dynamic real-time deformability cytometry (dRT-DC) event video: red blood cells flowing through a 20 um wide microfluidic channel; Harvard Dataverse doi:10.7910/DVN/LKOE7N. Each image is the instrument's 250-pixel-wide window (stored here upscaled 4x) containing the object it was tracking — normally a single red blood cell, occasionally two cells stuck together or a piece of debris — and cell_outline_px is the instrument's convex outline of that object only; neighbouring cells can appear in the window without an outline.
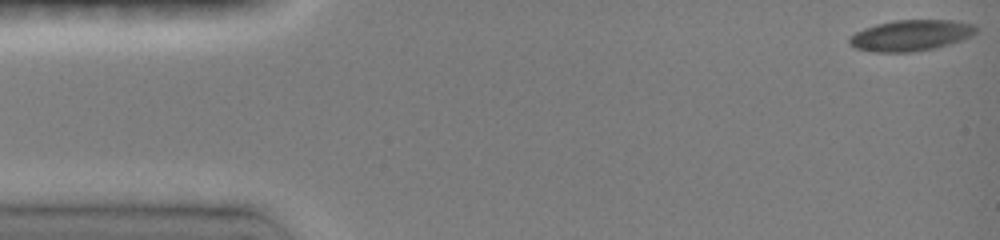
{"species": "common noctule bat (a hibernating species)", "species_latin": "Nyctalus noctula", "temperature_condition": "room temperature", "stored_images_in_passage": 16, "camera_frame_rate_fps": 3000, "um_per_image_px": 0.085, "animal": {"sex": "female", "body_mass_g": 19.0, "forearm_length_mm": 51.5}, "frame": {"image": 1, "passage_image": 1, "time_ms": 0.0, "image_size_px": [1000, 240], "cell_outline_px": [[980, 28], [972, 36], [936, 48], [912, 52], [868, 52], [856, 48], [848, 44], [848, 40], [856, 32], [864, 28], [876, 24], [896, 20], [952, 20], [976, 24]], "centroid_in_image_um": [77.44, 3.01], "position_along_channel_um": 7.6, "area_um2": 23.06}}
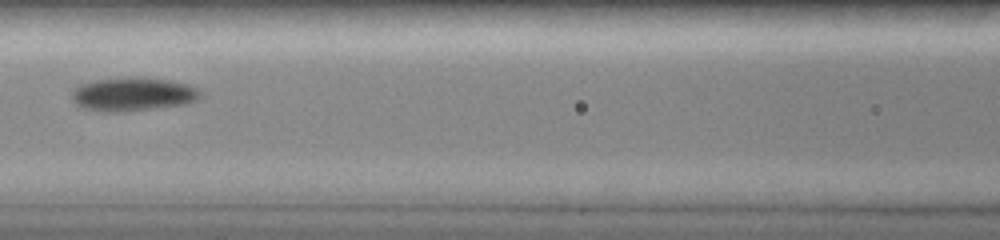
{"frame": {"image": 2, "passage_image": 11, "time_ms": 6.667, "image_size_px": [1000, 240], "cell_outline_px": [[204, 92], [196, 100], [188, 104], [120, 112], [104, 112], [84, 108], [76, 104], [72, 100], [72, 88], [80, 84], [96, 80], [172, 80], [188, 84], [200, 88]], "centroid_in_image_um": [11.33, 8.05], "position_along_channel_um": 155.3, "area_um2": 24.51}}
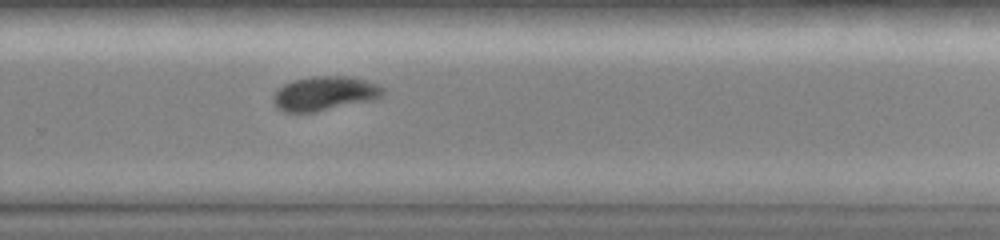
{"frame": {"image": 3, "passage_image": 16, "time_ms": 10.333, "image_size_px": [1000, 240], "cell_outline_px": [[388, 92], [376, 100], [316, 112], [284, 112], [276, 108], [272, 100], [272, 96], [284, 84], [292, 80], [308, 76], [348, 76], [364, 80], [376, 84], [384, 88]], "centroid_in_image_um": [27.61, 7.95], "position_along_channel_um": 302.2, "area_um2": 22.31}}